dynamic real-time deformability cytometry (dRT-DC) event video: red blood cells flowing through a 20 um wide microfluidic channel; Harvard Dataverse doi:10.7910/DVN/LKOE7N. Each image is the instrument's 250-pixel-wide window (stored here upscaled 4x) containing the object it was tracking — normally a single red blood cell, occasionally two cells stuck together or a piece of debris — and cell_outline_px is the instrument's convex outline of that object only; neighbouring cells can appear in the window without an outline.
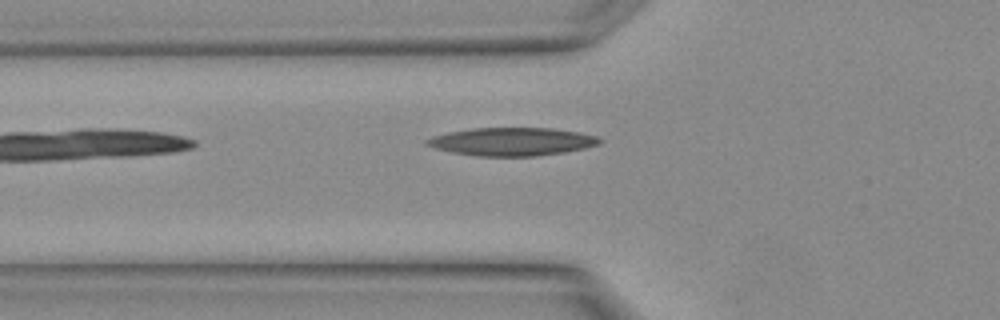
{"species": "Egyptian fruit bat (a non-hibernating species)", "species_latin": "Rousettus aegyptiacus", "temperature_condition": "warm", "stored_images_in_passage": 3, "camera_frame_rate_fps": 3000, "um_per_image_px": 0.085, "animal": {"sex": "female"}, "frame": {"image": 1, "passage_image": 3, "time_ms": 0.667, "image_size_px": [1000, 320], "cell_outline_px": [[604, 140], [600, 144], [584, 148], [564, 152], [536, 156], [476, 156], [452, 152], [436, 148], [424, 144], [424, 140], [432, 136], [448, 132], [472, 128], [552, 128], [576, 132], [596, 136]], "centroid_in_image_um": [43.49, 12.04], "position_along_channel_um": 82.3, "area_um2": 28.26}}